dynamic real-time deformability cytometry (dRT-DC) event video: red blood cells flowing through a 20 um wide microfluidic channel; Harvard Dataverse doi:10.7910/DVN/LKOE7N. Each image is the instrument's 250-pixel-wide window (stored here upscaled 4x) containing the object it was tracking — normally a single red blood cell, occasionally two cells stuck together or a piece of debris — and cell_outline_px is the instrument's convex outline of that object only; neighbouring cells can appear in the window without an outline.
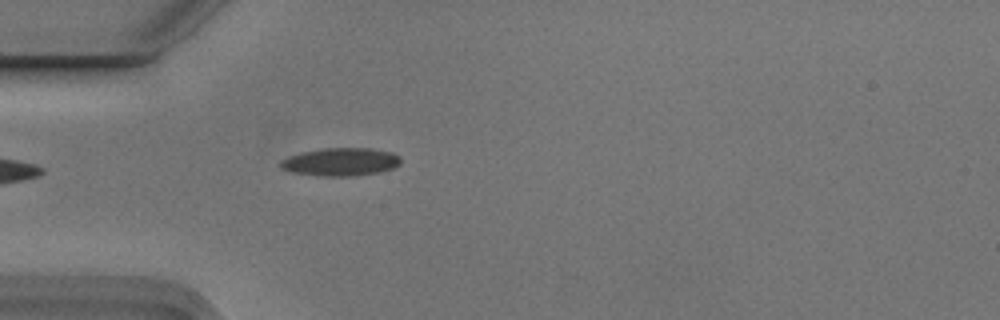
{"species": "Egyptian fruit bat (a non-hibernating species)", "species_latin": "Rousettus aegyptiacus", "temperature_condition": "cold", "stored_images_in_passage": 4, "camera_frame_rate_fps": 3000, "um_per_image_px": 0.085, "animal": {"sex": "male"}, "frame": {"image": 1, "passage_image": 4, "time_ms": 1.0, "image_size_px": [1000, 320], "cell_outline_px": [[400, 164], [392, 168], [380, 172], [352, 176], [324, 176], [292, 172], [284, 168], [280, 164], [280, 160], [288, 156], [304, 152], [324, 148], [372, 148], [392, 152], [400, 156]], "centroid_in_image_um": [29.0, 13.75], "position_along_channel_um": 56.0, "area_um2": 19.48}}